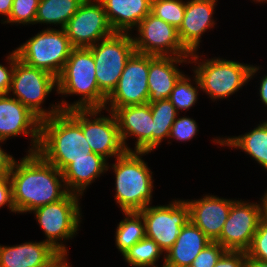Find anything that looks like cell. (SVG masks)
I'll return each instance as SVG.
<instances>
[{"instance_id":"obj_1","label":"cell","mask_w":267,"mask_h":267,"mask_svg":"<svg viewBox=\"0 0 267 267\" xmlns=\"http://www.w3.org/2000/svg\"><path fill=\"white\" fill-rule=\"evenodd\" d=\"M8 176L16 213H31L35 208L59 201L69 193L62 171L38 152L27 153L20 162L16 160Z\"/></svg>"},{"instance_id":"obj_2","label":"cell","mask_w":267,"mask_h":267,"mask_svg":"<svg viewBox=\"0 0 267 267\" xmlns=\"http://www.w3.org/2000/svg\"><path fill=\"white\" fill-rule=\"evenodd\" d=\"M37 152L60 171L75 159L91 158L93 152L81 128V109L41 120Z\"/></svg>"},{"instance_id":"obj_3","label":"cell","mask_w":267,"mask_h":267,"mask_svg":"<svg viewBox=\"0 0 267 267\" xmlns=\"http://www.w3.org/2000/svg\"><path fill=\"white\" fill-rule=\"evenodd\" d=\"M95 61L90 48H73L65 66L57 77V93L79 95L76 103H58L62 111L71 109H104L107 97L99 90Z\"/></svg>"},{"instance_id":"obj_4","label":"cell","mask_w":267,"mask_h":267,"mask_svg":"<svg viewBox=\"0 0 267 267\" xmlns=\"http://www.w3.org/2000/svg\"><path fill=\"white\" fill-rule=\"evenodd\" d=\"M150 152L126 151L116 157L112 165L115 172V201L124 212H139L151 205L152 173L141 159Z\"/></svg>"},{"instance_id":"obj_5","label":"cell","mask_w":267,"mask_h":267,"mask_svg":"<svg viewBox=\"0 0 267 267\" xmlns=\"http://www.w3.org/2000/svg\"><path fill=\"white\" fill-rule=\"evenodd\" d=\"M189 57L191 60L188 63L198 64L193 70L200 83V90L202 89L212 100L225 99L233 95L259 70V66L220 58L207 59L201 63L197 61L199 56L195 52Z\"/></svg>"},{"instance_id":"obj_6","label":"cell","mask_w":267,"mask_h":267,"mask_svg":"<svg viewBox=\"0 0 267 267\" xmlns=\"http://www.w3.org/2000/svg\"><path fill=\"white\" fill-rule=\"evenodd\" d=\"M73 48L64 29L47 28L27 40L15 51L22 62L57 78Z\"/></svg>"},{"instance_id":"obj_7","label":"cell","mask_w":267,"mask_h":267,"mask_svg":"<svg viewBox=\"0 0 267 267\" xmlns=\"http://www.w3.org/2000/svg\"><path fill=\"white\" fill-rule=\"evenodd\" d=\"M79 196L69 192L63 199L31 211L35 213L38 224L47 237L43 241L50 244L61 255H68L67 247L61 241L76 236L79 229L82 216L80 203H78L81 198Z\"/></svg>"},{"instance_id":"obj_8","label":"cell","mask_w":267,"mask_h":267,"mask_svg":"<svg viewBox=\"0 0 267 267\" xmlns=\"http://www.w3.org/2000/svg\"><path fill=\"white\" fill-rule=\"evenodd\" d=\"M54 86L56 89L57 78L54 75L29 66L20 59L16 60L9 93L13 92V97L40 120L52 117L62 111L59 104L51 105L52 108L49 111L40 106L52 92Z\"/></svg>"},{"instance_id":"obj_9","label":"cell","mask_w":267,"mask_h":267,"mask_svg":"<svg viewBox=\"0 0 267 267\" xmlns=\"http://www.w3.org/2000/svg\"><path fill=\"white\" fill-rule=\"evenodd\" d=\"M128 33L114 32L89 47L95 61L99 90L108 97L116 88L128 59L136 52Z\"/></svg>"},{"instance_id":"obj_10","label":"cell","mask_w":267,"mask_h":267,"mask_svg":"<svg viewBox=\"0 0 267 267\" xmlns=\"http://www.w3.org/2000/svg\"><path fill=\"white\" fill-rule=\"evenodd\" d=\"M139 213L145 221L146 237L154 240L165 253L189 221V205L186 200L177 199L162 206L148 205Z\"/></svg>"},{"instance_id":"obj_11","label":"cell","mask_w":267,"mask_h":267,"mask_svg":"<svg viewBox=\"0 0 267 267\" xmlns=\"http://www.w3.org/2000/svg\"><path fill=\"white\" fill-rule=\"evenodd\" d=\"M133 38L135 51L154 56L188 57L191 53L182 45L178 29L152 13L141 20Z\"/></svg>"},{"instance_id":"obj_12","label":"cell","mask_w":267,"mask_h":267,"mask_svg":"<svg viewBox=\"0 0 267 267\" xmlns=\"http://www.w3.org/2000/svg\"><path fill=\"white\" fill-rule=\"evenodd\" d=\"M148 73L149 55L135 52L128 59L116 88L107 97L103 110L114 112L118 107L148 103Z\"/></svg>"},{"instance_id":"obj_13","label":"cell","mask_w":267,"mask_h":267,"mask_svg":"<svg viewBox=\"0 0 267 267\" xmlns=\"http://www.w3.org/2000/svg\"><path fill=\"white\" fill-rule=\"evenodd\" d=\"M63 29L74 48H89L114 33L99 0H84Z\"/></svg>"},{"instance_id":"obj_14","label":"cell","mask_w":267,"mask_h":267,"mask_svg":"<svg viewBox=\"0 0 267 267\" xmlns=\"http://www.w3.org/2000/svg\"><path fill=\"white\" fill-rule=\"evenodd\" d=\"M262 219L261 203L235 200L216 240L226 250L246 252Z\"/></svg>"},{"instance_id":"obj_15","label":"cell","mask_w":267,"mask_h":267,"mask_svg":"<svg viewBox=\"0 0 267 267\" xmlns=\"http://www.w3.org/2000/svg\"><path fill=\"white\" fill-rule=\"evenodd\" d=\"M102 110L96 108L81 109V128L93 153L99 154L105 159L108 157L116 158L127 150L121 140L115 114L109 111L110 116L97 115Z\"/></svg>"},{"instance_id":"obj_16","label":"cell","mask_w":267,"mask_h":267,"mask_svg":"<svg viewBox=\"0 0 267 267\" xmlns=\"http://www.w3.org/2000/svg\"><path fill=\"white\" fill-rule=\"evenodd\" d=\"M40 119L25 105L9 94H0V139L31 135L28 153L37 152L40 142Z\"/></svg>"},{"instance_id":"obj_17","label":"cell","mask_w":267,"mask_h":267,"mask_svg":"<svg viewBox=\"0 0 267 267\" xmlns=\"http://www.w3.org/2000/svg\"><path fill=\"white\" fill-rule=\"evenodd\" d=\"M123 145L127 151H133L126 143L127 137H136L134 151H152L153 118L150 104L118 107L114 112Z\"/></svg>"},{"instance_id":"obj_18","label":"cell","mask_w":267,"mask_h":267,"mask_svg":"<svg viewBox=\"0 0 267 267\" xmlns=\"http://www.w3.org/2000/svg\"><path fill=\"white\" fill-rule=\"evenodd\" d=\"M235 200L205 195L198 200H186L189 205V220L211 241H216L228 218Z\"/></svg>"},{"instance_id":"obj_19","label":"cell","mask_w":267,"mask_h":267,"mask_svg":"<svg viewBox=\"0 0 267 267\" xmlns=\"http://www.w3.org/2000/svg\"><path fill=\"white\" fill-rule=\"evenodd\" d=\"M217 0H189L178 34L182 45L190 52L196 53L201 36L215 25L213 14Z\"/></svg>"},{"instance_id":"obj_20","label":"cell","mask_w":267,"mask_h":267,"mask_svg":"<svg viewBox=\"0 0 267 267\" xmlns=\"http://www.w3.org/2000/svg\"><path fill=\"white\" fill-rule=\"evenodd\" d=\"M190 57L154 56L149 55L148 103L168 99L175 83L183 75L176 66L187 63Z\"/></svg>"},{"instance_id":"obj_21","label":"cell","mask_w":267,"mask_h":267,"mask_svg":"<svg viewBox=\"0 0 267 267\" xmlns=\"http://www.w3.org/2000/svg\"><path fill=\"white\" fill-rule=\"evenodd\" d=\"M60 255L44 241L25 242L11 247L0 245V267H47Z\"/></svg>"},{"instance_id":"obj_22","label":"cell","mask_w":267,"mask_h":267,"mask_svg":"<svg viewBox=\"0 0 267 267\" xmlns=\"http://www.w3.org/2000/svg\"><path fill=\"white\" fill-rule=\"evenodd\" d=\"M210 242L211 240L189 220L166 252L163 266L190 267L196 256Z\"/></svg>"},{"instance_id":"obj_23","label":"cell","mask_w":267,"mask_h":267,"mask_svg":"<svg viewBox=\"0 0 267 267\" xmlns=\"http://www.w3.org/2000/svg\"><path fill=\"white\" fill-rule=\"evenodd\" d=\"M114 32L129 33L151 13L152 0H99Z\"/></svg>"},{"instance_id":"obj_24","label":"cell","mask_w":267,"mask_h":267,"mask_svg":"<svg viewBox=\"0 0 267 267\" xmlns=\"http://www.w3.org/2000/svg\"><path fill=\"white\" fill-rule=\"evenodd\" d=\"M107 164V159L96 153H91V158L75 159L62 170L68 191L82 196L95 178L108 170Z\"/></svg>"},{"instance_id":"obj_25","label":"cell","mask_w":267,"mask_h":267,"mask_svg":"<svg viewBox=\"0 0 267 267\" xmlns=\"http://www.w3.org/2000/svg\"><path fill=\"white\" fill-rule=\"evenodd\" d=\"M213 142L230 148H238L250 155L267 170V121L258 124L244 135L217 138Z\"/></svg>"},{"instance_id":"obj_26","label":"cell","mask_w":267,"mask_h":267,"mask_svg":"<svg viewBox=\"0 0 267 267\" xmlns=\"http://www.w3.org/2000/svg\"><path fill=\"white\" fill-rule=\"evenodd\" d=\"M84 0H39L35 24L46 23L65 27Z\"/></svg>"},{"instance_id":"obj_27","label":"cell","mask_w":267,"mask_h":267,"mask_svg":"<svg viewBox=\"0 0 267 267\" xmlns=\"http://www.w3.org/2000/svg\"><path fill=\"white\" fill-rule=\"evenodd\" d=\"M125 219L116 229L115 245L122 255L146 237L145 221L139 212H124Z\"/></svg>"},{"instance_id":"obj_28","label":"cell","mask_w":267,"mask_h":267,"mask_svg":"<svg viewBox=\"0 0 267 267\" xmlns=\"http://www.w3.org/2000/svg\"><path fill=\"white\" fill-rule=\"evenodd\" d=\"M150 104L153 118L152 151L156 149L162 140L169 137L170 129L179 112L168 100H160Z\"/></svg>"},{"instance_id":"obj_29","label":"cell","mask_w":267,"mask_h":267,"mask_svg":"<svg viewBox=\"0 0 267 267\" xmlns=\"http://www.w3.org/2000/svg\"><path fill=\"white\" fill-rule=\"evenodd\" d=\"M162 253L154 240L145 237L127 250L123 257L133 267H156Z\"/></svg>"},{"instance_id":"obj_30","label":"cell","mask_w":267,"mask_h":267,"mask_svg":"<svg viewBox=\"0 0 267 267\" xmlns=\"http://www.w3.org/2000/svg\"><path fill=\"white\" fill-rule=\"evenodd\" d=\"M194 77L193 81L197 85L196 87L192 85L190 78L186 77L185 74L174 85L168 100L174 105L177 112L179 110H189L197 101L199 94L197 89L200 88V83L195 74Z\"/></svg>"},{"instance_id":"obj_31","label":"cell","mask_w":267,"mask_h":267,"mask_svg":"<svg viewBox=\"0 0 267 267\" xmlns=\"http://www.w3.org/2000/svg\"><path fill=\"white\" fill-rule=\"evenodd\" d=\"M186 3L182 0H152L151 13L177 29L182 24Z\"/></svg>"},{"instance_id":"obj_32","label":"cell","mask_w":267,"mask_h":267,"mask_svg":"<svg viewBox=\"0 0 267 267\" xmlns=\"http://www.w3.org/2000/svg\"><path fill=\"white\" fill-rule=\"evenodd\" d=\"M39 0H13L12 11L4 23L35 24Z\"/></svg>"},{"instance_id":"obj_33","label":"cell","mask_w":267,"mask_h":267,"mask_svg":"<svg viewBox=\"0 0 267 267\" xmlns=\"http://www.w3.org/2000/svg\"><path fill=\"white\" fill-rule=\"evenodd\" d=\"M246 254L247 258L267 261V221L265 219L262 218L260 220L258 229Z\"/></svg>"},{"instance_id":"obj_34","label":"cell","mask_w":267,"mask_h":267,"mask_svg":"<svg viewBox=\"0 0 267 267\" xmlns=\"http://www.w3.org/2000/svg\"><path fill=\"white\" fill-rule=\"evenodd\" d=\"M198 126L194 119H191L189 117H180L177 118L174 121L170 133H169V139L175 138V140H178L179 142L183 141H189L195 137L196 133L199 131L197 130Z\"/></svg>"},{"instance_id":"obj_35","label":"cell","mask_w":267,"mask_h":267,"mask_svg":"<svg viewBox=\"0 0 267 267\" xmlns=\"http://www.w3.org/2000/svg\"><path fill=\"white\" fill-rule=\"evenodd\" d=\"M226 249L216 241H211L196 256L190 267H214Z\"/></svg>"},{"instance_id":"obj_36","label":"cell","mask_w":267,"mask_h":267,"mask_svg":"<svg viewBox=\"0 0 267 267\" xmlns=\"http://www.w3.org/2000/svg\"><path fill=\"white\" fill-rule=\"evenodd\" d=\"M214 267H247V254L244 251L226 250Z\"/></svg>"},{"instance_id":"obj_37","label":"cell","mask_w":267,"mask_h":267,"mask_svg":"<svg viewBox=\"0 0 267 267\" xmlns=\"http://www.w3.org/2000/svg\"><path fill=\"white\" fill-rule=\"evenodd\" d=\"M18 59L16 51L14 50L7 56L9 67L0 64V94H9L10 85L12 82L15 62ZM9 68V69H8Z\"/></svg>"},{"instance_id":"obj_38","label":"cell","mask_w":267,"mask_h":267,"mask_svg":"<svg viewBox=\"0 0 267 267\" xmlns=\"http://www.w3.org/2000/svg\"><path fill=\"white\" fill-rule=\"evenodd\" d=\"M8 206L11 212L16 210L12 201V185L8 175L0 176V207Z\"/></svg>"},{"instance_id":"obj_39","label":"cell","mask_w":267,"mask_h":267,"mask_svg":"<svg viewBox=\"0 0 267 267\" xmlns=\"http://www.w3.org/2000/svg\"><path fill=\"white\" fill-rule=\"evenodd\" d=\"M5 140L0 139V143H2ZM14 157H12L10 154L1 148L0 146V176H6L9 175L14 163H15Z\"/></svg>"},{"instance_id":"obj_40","label":"cell","mask_w":267,"mask_h":267,"mask_svg":"<svg viewBox=\"0 0 267 267\" xmlns=\"http://www.w3.org/2000/svg\"><path fill=\"white\" fill-rule=\"evenodd\" d=\"M13 0H0V14L8 19L12 11Z\"/></svg>"},{"instance_id":"obj_41","label":"cell","mask_w":267,"mask_h":267,"mask_svg":"<svg viewBox=\"0 0 267 267\" xmlns=\"http://www.w3.org/2000/svg\"><path fill=\"white\" fill-rule=\"evenodd\" d=\"M259 92L262 103L267 106V74L261 78Z\"/></svg>"},{"instance_id":"obj_42","label":"cell","mask_w":267,"mask_h":267,"mask_svg":"<svg viewBox=\"0 0 267 267\" xmlns=\"http://www.w3.org/2000/svg\"><path fill=\"white\" fill-rule=\"evenodd\" d=\"M67 255H60L53 263H51L47 267H70L69 263L67 262Z\"/></svg>"},{"instance_id":"obj_43","label":"cell","mask_w":267,"mask_h":267,"mask_svg":"<svg viewBox=\"0 0 267 267\" xmlns=\"http://www.w3.org/2000/svg\"><path fill=\"white\" fill-rule=\"evenodd\" d=\"M247 267H267V261L247 258Z\"/></svg>"},{"instance_id":"obj_44","label":"cell","mask_w":267,"mask_h":267,"mask_svg":"<svg viewBox=\"0 0 267 267\" xmlns=\"http://www.w3.org/2000/svg\"><path fill=\"white\" fill-rule=\"evenodd\" d=\"M261 206H262V218L267 221V191L265 195L261 198Z\"/></svg>"},{"instance_id":"obj_45","label":"cell","mask_w":267,"mask_h":267,"mask_svg":"<svg viewBox=\"0 0 267 267\" xmlns=\"http://www.w3.org/2000/svg\"><path fill=\"white\" fill-rule=\"evenodd\" d=\"M253 1H255V2H266L267 3V0H253Z\"/></svg>"}]
</instances>
